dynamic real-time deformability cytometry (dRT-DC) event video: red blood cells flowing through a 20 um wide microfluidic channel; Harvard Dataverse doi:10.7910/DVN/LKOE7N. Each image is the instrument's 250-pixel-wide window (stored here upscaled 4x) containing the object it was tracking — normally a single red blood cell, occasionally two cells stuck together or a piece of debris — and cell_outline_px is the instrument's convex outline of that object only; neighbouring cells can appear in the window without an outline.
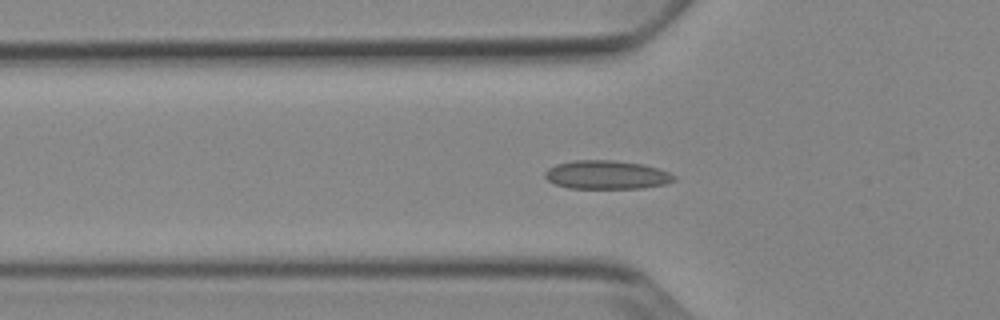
{"species": "Egyptian fruit bat (a non-hibernating species)", "species_latin": "Rousettus aegyptiacus", "temperature_condition": "cold", "stored_images_in_passage": 53, "camera_frame_rate_fps": 3000, "um_per_image_px": 0.085, "animal": {"sex": "female"}, "frame": {"image": 1, "passage_image": 17, "time_ms": 5.333, "image_size_px": [1000, 320], "cell_outline_px": [[676, 180], [664, 184], [640, 188], [568, 188], [556, 184], [548, 180], [544, 176], [544, 172], [548, 168], [556, 164], [572, 160], [612, 160], [644, 164], [668, 172], [676, 176]], "centroid_in_image_um": [51.54, 14.85], "position_along_channel_um": 74.3, "area_um2": 21.5}}
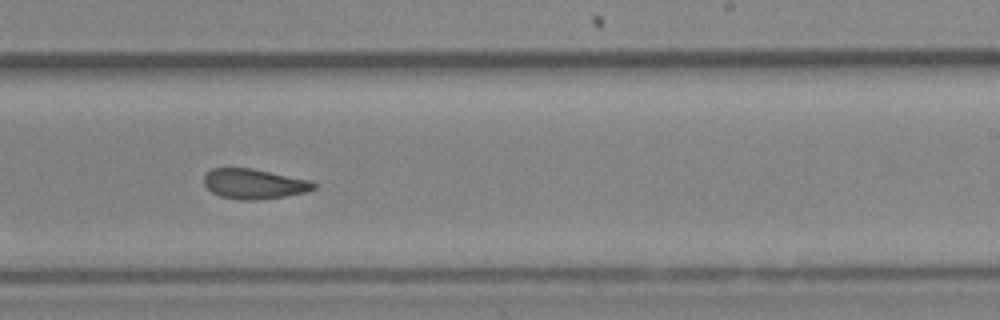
{"frame": {"image": 2, "passage_image": 32, "time_ms": 10.333, "image_size_px": [1000, 320], "cell_outline_px": [[316, 188], [308, 192], [284, 196], [256, 200], [240, 200], [220, 196], [212, 192], [204, 184], [204, 176], [212, 168], [252, 168], [312, 180], [316, 184]], "centroid_in_image_um": [21.63, 15.63], "position_along_channel_um": 267.4, "area_um2": 19.31}}
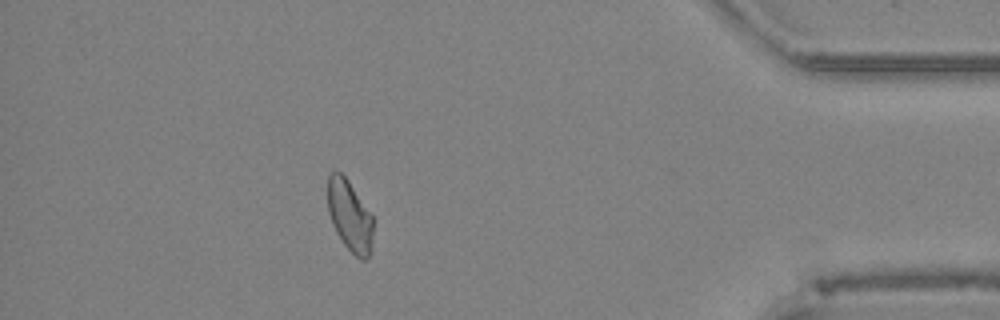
{"frame": {"image": 3, "passage_image": 46, "time_ms": 15.0, "image_size_px": [1000, 320], "cell_outline_px": [[372, 248], [368, 256], [364, 260], [360, 260], [344, 244], [336, 232], [332, 224], [328, 212], [328, 176], [336, 168], [348, 180], [372, 216]], "centroid_in_image_um": [29.71, 18.34], "position_along_channel_um": 405.5, "area_um2": 18.67}}